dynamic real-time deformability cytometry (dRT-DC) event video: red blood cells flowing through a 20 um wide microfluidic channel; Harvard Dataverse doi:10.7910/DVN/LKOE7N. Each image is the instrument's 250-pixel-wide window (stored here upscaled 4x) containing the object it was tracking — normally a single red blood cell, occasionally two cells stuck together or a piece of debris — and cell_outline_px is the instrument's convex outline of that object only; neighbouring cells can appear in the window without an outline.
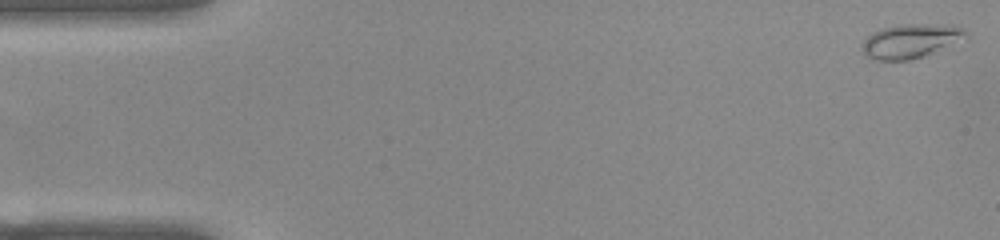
{"species": "common noctule bat (a hibernating species)", "species_latin": "Nyctalus noctula", "temperature_condition": "warm", "stored_images_in_passage": 52, "camera_frame_rate_fps": 3000, "um_per_image_px": 0.085, "animal": {"sex": "female", "body_mass_g": 22.0, "forearm_length_mm": 56.7}, "frame": {"image": 1, "passage_image": 1, "time_ms": 0.0, "image_size_px": [1000, 240], "cell_outline_px": [[968, 36], [924, 56], [908, 60], [876, 60], [868, 56], [864, 52], [864, 40], [872, 32], [896, 24], [952, 24], [964, 28]], "centroid_in_image_um": [77.42, 3.46], "position_along_channel_um": 7.6, "area_um2": 20.29}}
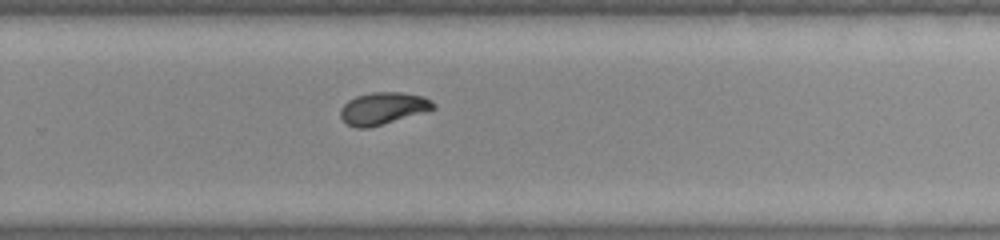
{"frame": {"image": 2, "passage_image": 34, "time_ms": 11.0, "image_size_px": [1000, 240], "cell_outline_px": [[436, 108], [428, 112], [368, 128], [356, 128], [348, 124], [340, 116], [340, 108], [348, 100], [356, 96], [372, 92], [400, 92], [424, 96], [432, 100], [436, 104]], "centroid_in_image_um": [32.61, 9.21], "position_along_channel_um": 297.2, "area_um2": 17.63}}
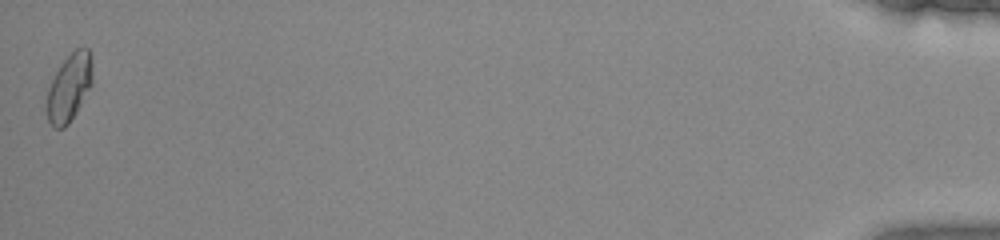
{"frame": {"image": 3, "passage_image": 52, "time_ms": 17.0, "image_size_px": [1000, 240], "cell_outline_px": [[92, 84], [76, 112], [68, 124], [64, 128], [56, 128], [48, 120], [44, 104], [48, 88], [60, 64], [76, 48], [88, 48], [92, 56]], "centroid_in_image_um": [5.87, 7.44], "position_along_channel_um": 429.3, "area_um2": 18.09}, "authors_computed_cell_mechanics": {"area_um2": 17.6868, "velocity_mm_per_s": 3.8869, "shape_relaxation_time_tau1_ms": 3.4587, "shape_relaxation_time_tau2_ms": 1.2976, "deformation_change_tau1": 0.1609, "deformation_change_tau2": 0.0493}}